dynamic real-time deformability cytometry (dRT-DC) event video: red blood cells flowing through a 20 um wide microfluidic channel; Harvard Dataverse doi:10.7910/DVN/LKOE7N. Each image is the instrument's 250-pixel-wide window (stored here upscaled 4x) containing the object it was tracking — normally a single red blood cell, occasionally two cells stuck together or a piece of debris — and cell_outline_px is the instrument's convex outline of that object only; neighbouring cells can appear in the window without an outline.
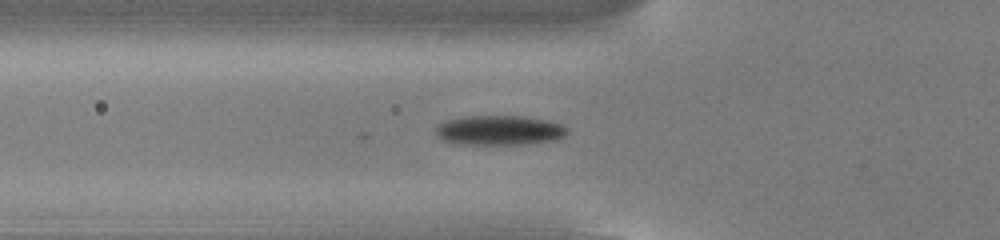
{"species": "common noctule bat (a hibernating species)", "species_latin": "Nyctalus noctula", "temperature_condition": "cold", "stored_images_in_passage": 38, "camera_frame_rate_fps": 3000, "um_per_image_px": 0.085, "animal": {"sex": "male", "body_mass_g": 13.0, "forearm_length_mm": 53.1}, "frame": {"image": 1, "passage_image": 8, "time_ms": 2.333, "image_size_px": [1000, 240], "cell_outline_px": [[568, 132], [564, 136], [556, 140], [520, 144], [460, 144], [444, 140], [436, 136], [436, 124], [448, 120], [464, 116], [524, 116], [548, 120], [560, 124], [568, 128]], "centroid_in_image_um": [42.44, 11.07], "position_along_channel_um": 83.4, "area_um2": 22.77}}
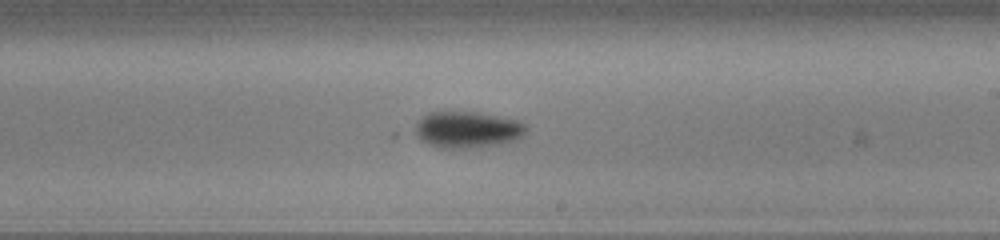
{"frame": {"image": 2, "passage_image": 21, "time_ms": 6.667, "image_size_px": [1000, 240], "cell_outline_px": [[528, 132], [520, 140], [504, 144], [480, 148], [440, 148], [428, 144], [412, 136], [408, 132], [416, 120], [420, 116], [428, 112], [480, 112], [516, 120], [528, 124]], "centroid_in_image_um": [39.68, 11.04], "position_along_channel_um": 249.3, "area_um2": 24.97}}
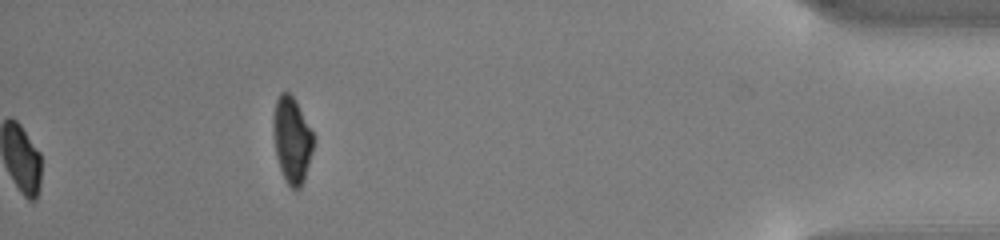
{"frame": {"image": 3, "passage_image": 38, "time_ms": 12.333, "image_size_px": [1000, 240], "cell_outline_px": [[316, 140], [304, 180], [300, 188], [292, 188], [284, 180], [276, 156], [272, 132], [272, 120], [276, 100], [280, 92], [288, 92], [296, 100]], "centroid_in_image_um": [24.81, 11.88], "position_along_channel_um": 410.4, "area_um2": 20.4}}